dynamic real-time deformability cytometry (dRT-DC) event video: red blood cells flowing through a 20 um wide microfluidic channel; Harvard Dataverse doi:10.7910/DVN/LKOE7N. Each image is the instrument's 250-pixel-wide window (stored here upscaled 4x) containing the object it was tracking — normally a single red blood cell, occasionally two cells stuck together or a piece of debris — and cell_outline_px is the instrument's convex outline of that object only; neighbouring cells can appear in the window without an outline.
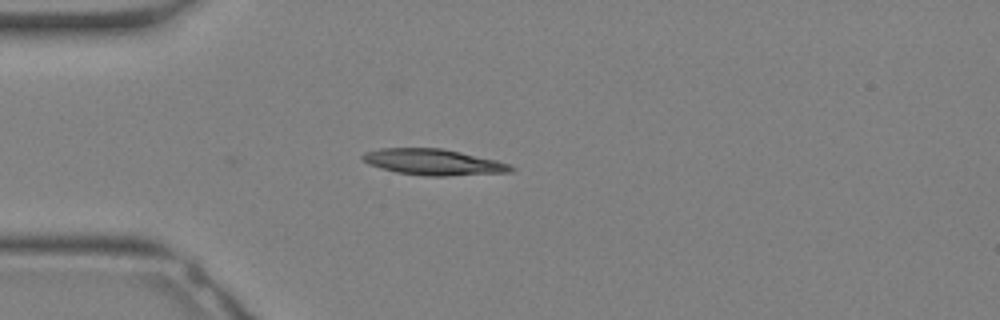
{"species": "Egyptian fruit bat (a non-hibernating species)", "species_latin": "Rousettus aegyptiacus", "temperature_condition": "warm", "stored_images_in_passage": 25, "camera_frame_rate_fps": 3000, "um_per_image_px": 0.085, "animal": {"sex": "female"}, "frame": {"image": 1, "passage_image": 1, "time_ms": 0.0, "image_size_px": [1000, 320], "cell_outline_px": [[516, 168], [512, 172], [448, 176], [424, 176], [396, 172], [380, 168], [368, 164], [360, 156], [364, 152], [380, 148], [440, 148], [460, 152], [496, 160], [508, 164]], "centroid_in_image_um": [36.82, 13.78], "position_along_channel_um": 48.2, "area_um2": 22.54}}
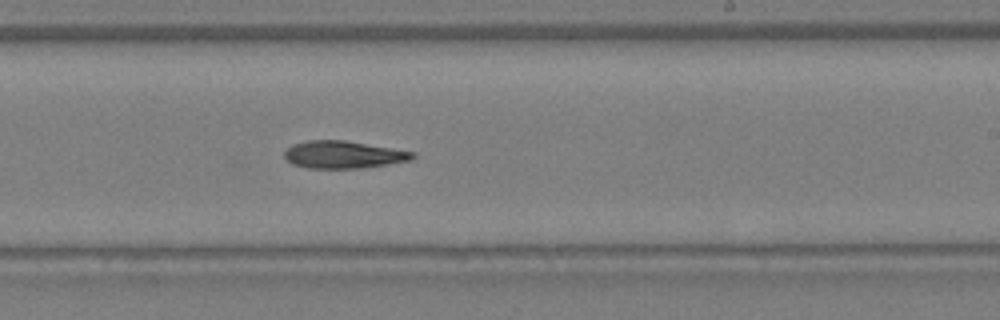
{"frame": {"image": 2, "passage_image": 12, "time_ms": 3.667, "image_size_px": [1000, 320], "cell_outline_px": [[416, 156], [412, 160], [388, 164], [360, 168], [308, 168], [292, 164], [284, 156], [284, 152], [292, 144], [308, 140], [344, 140], [416, 152]], "centroid_in_image_um": [29.2, 13.14], "position_along_channel_um": 259.8, "area_um2": 20.46}}
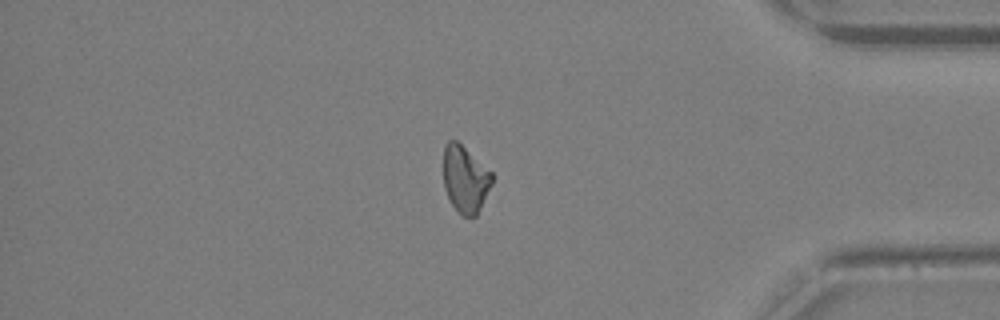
{"frame": {"image": 3, "passage_image": 20, "time_ms": 6.333, "image_size_px": [1000, 320], "cell_outline_px": [[492, 184], [476, 216], [464, 216], [452, 204], [444, 188], [444, 148], [448, 140], [456, 140], [492, 172]], "centroid_in_image_um": [39.54, 15.21], "position_along_channel_um": 395.7, "area_um2": 18.55}}